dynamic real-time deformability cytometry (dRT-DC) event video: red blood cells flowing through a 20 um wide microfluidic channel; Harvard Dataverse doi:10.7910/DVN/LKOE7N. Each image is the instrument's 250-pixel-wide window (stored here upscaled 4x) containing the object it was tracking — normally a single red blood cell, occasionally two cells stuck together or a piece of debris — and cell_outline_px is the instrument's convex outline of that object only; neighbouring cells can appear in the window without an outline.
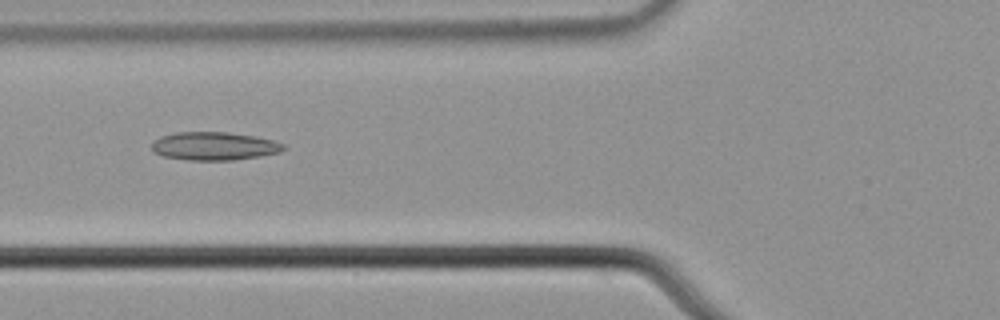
{"species": "common noctule bat (a hibernating species)", "species_latin": "Nyctalus noctula", "temperature_condition": "cold", "stored_images_in_passage": 6, "camera_frame_rate_fps": 3000, "um_per_image_px": 0.085, "animal": {"sex": "male", "body_mass_g": 21.5, "forearm_length_mm": 52.0}, "frame": {"image": 1, "passage_image": 6, "time_ms": 1.667, "image_size_px": [1000, 320], "cell_outline_px": [[288, 148], [280, 152], [260, 156], [232, 160], [188, 160], [164, 156], [152, 152], [152, 140], [160, 136], [176, 132], [228, 132], [256, 136], [272, 140], [284, 144]], "centroid_in_image_um": [18.2, 12.41], "position_along_channel_um": 107.6, "area_um2": 21.85}}